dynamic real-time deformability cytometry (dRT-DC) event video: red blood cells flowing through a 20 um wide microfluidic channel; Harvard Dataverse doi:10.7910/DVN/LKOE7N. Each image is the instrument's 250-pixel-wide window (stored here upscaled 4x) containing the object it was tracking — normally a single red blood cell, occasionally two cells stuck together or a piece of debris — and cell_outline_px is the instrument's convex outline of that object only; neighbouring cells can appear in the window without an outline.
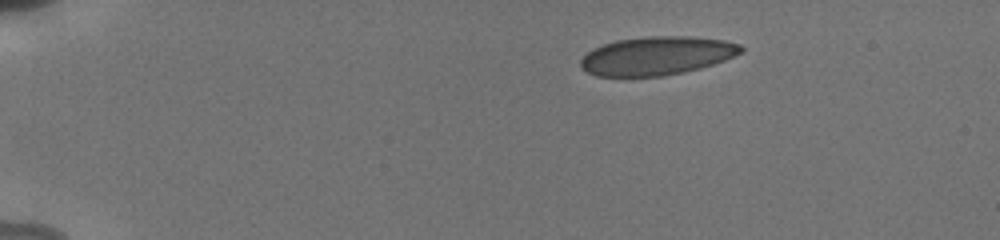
{"species": "human", "species_latin": "Homo sapiens", "temperature_condition": "cold", "stored_images_in_passage": 49, "camera_frame_rate_fps": 3000, "um_per_image_px": 0.085, "donor": {"sex": "male"}, "frame": {"image": 1, "passage_image": 1, "time_ms": 0.0, "image_size_px": [1000, 240], "cell_outline_px": [[744, 48], [740, 52], [724, 60], [700, 68], [684, 72], [664, 76], [596, 76], [580, 68], [580, 60], [592, 48], [616, 40], [648, 36], [688, 36], [724, 40], [740, 44]], "centroid_in_image_um": [55.8, 4.74], "position_along_channel_um": 29.2, "area_um2": 35.89}}
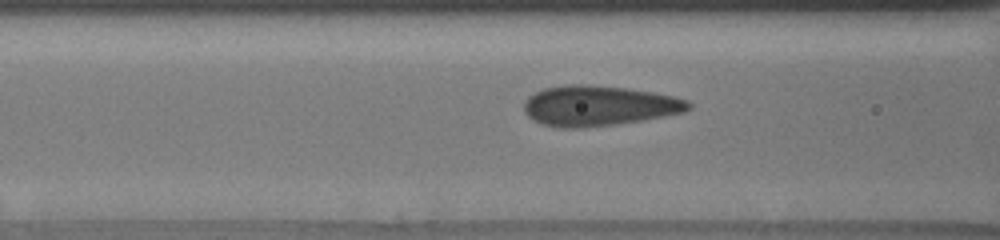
{"frame": {"image": 2, "passage_image": 16, "time_ms": 4.667, "image_size_px": [1000, 240], "cell_outline_px": [[692, 108], [684, 112], [664, 116], [616, 124], [584, 128], [560, 128], [540, 124], [532, 120], [524, 112], [524, 100], [528, 96], [544, 88], [572, 84], [588, 84], [624, 88], [652, 92], [676, 96], [688, 100], [692, 104]], "centroid_in_image_um": [50.88, 8.99], "position_along_channel_um": 115.7, "area_um2": 38.84}}
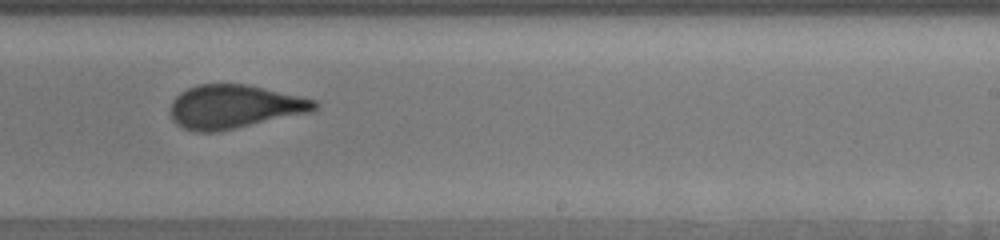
{"frame": {"image": 3, "passage_image": 29, "time_ms": 8.667, "image_size_px": [1000, 240], "cell_outline_px": [[320, 104], [316, 108], [308, 112], [216, 132], [192, 132], [176, 124], [172, 120], [168, 112], [168, 108], [172, 100], [180, 92], [188, 88], [200, 84], [248, 84], [316, 100]], "centroid_in_image_um": [19.83, 9.06], "position_along_channel_um": 269.2, "area_um2": 36.59}, "authors_computed_cell_mechanics": {"area_um2": 36.5874, "velocity_mm_per_s": 3.8442, "shape_relaxation_time_tau1_ms": 9.1878, "shape_relaxation_time_tau2_ms": 0.8696, "deformation_change_tau1": 0.1866, "deformation_change_tau2": 0.0398}}